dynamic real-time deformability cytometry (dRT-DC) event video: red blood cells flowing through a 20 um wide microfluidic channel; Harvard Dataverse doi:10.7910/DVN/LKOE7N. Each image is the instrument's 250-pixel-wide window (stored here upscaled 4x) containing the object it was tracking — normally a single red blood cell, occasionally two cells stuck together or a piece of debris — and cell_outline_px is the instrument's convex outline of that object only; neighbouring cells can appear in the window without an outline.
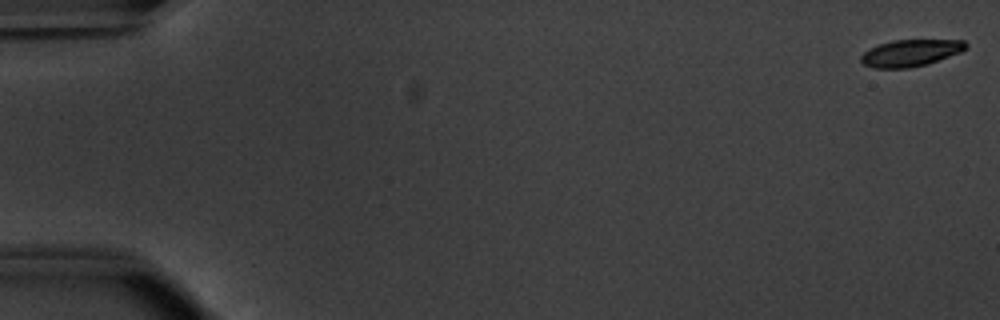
{"species": "common noctule bat (a hibernating species)", "species_latin": "Nyctalus noctula", "temperature_condition": "warm", "stored_images_in_passage": 54, "camera_frame_rate_fps": 3000, "um_per_image_px": 0.085, "animal": {"sex": "male", "body_mass_g": 20.1, "forearm_length_mm": 53.5}, "frame": {"image": 1, "passage_image": 1, "time_ms": 0.0, "image_size_px": [1000, 320], "cell_outline_px": [[968, 48], [960, 52], [928, 64], [908, 68], [872, 68], [864, 64], [860, 60], [860, 56], [864, 52], [880, 44], [892, 40], [964, 40], [968, 44]], "centroid_in_image_um": [77.41, 4.5], "position_along_channel_um": 7.6, "area_um2": 16.36}}
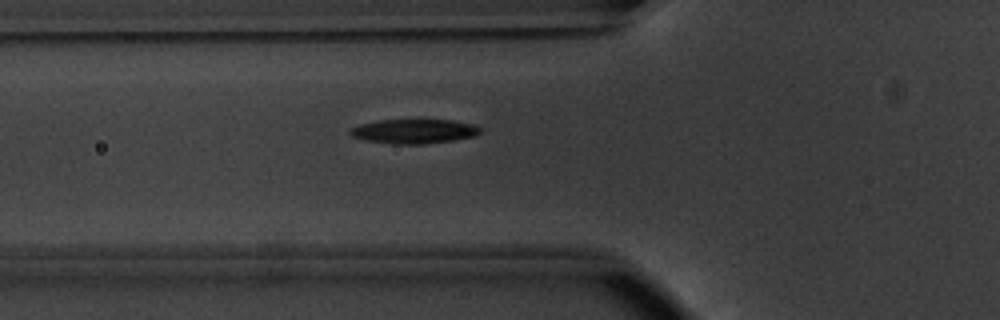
{"frame": {"image": 2, "passage_image": 20, "time_ms": 6.333, "image_size_px": [1000, 320], "cell_outline_px": [[480, 132], [476, 136], [452, 140], [424, 144], [392, 144], [368, 140], [352, 136], [348, 132], [352, 128], [360, 124], [380, 120], [452, 120], [472, 124], [480, 128]], "centroid_in_image_um": [35.2, 11.16], "position_along_channel_um": 90.6, "area_um2": 18.26}}
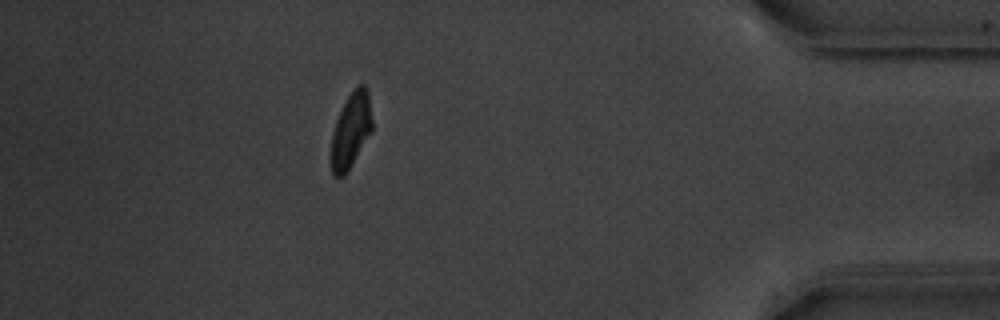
{"frame": {"image": 3, "passage_image": 48, "time_ms": 15.667, "image_size_px": [1000, 320], "cell_outline_px": [[372, 132], [344, 176], [332, 176], [332, 132], [336, 120], [348, 96], [356, 84], [364, 84], [368, 88], [372, 120]], "centroid_in_image_um": [29.85, 11.03], "position_along_channel_um": 405.3, "area_um2": 17.86}, "authors_computed_cell_mechanics": {"area_um2": 18.3804, "velocity_mm_per_s": 3.8201, "shape_relaxation_time_tau1_ms": 2.369, "shape_relaxation_time_tau2_ms": null, "deformation_change_tau1": 0.1409, "deformation_change_tau2": null}}